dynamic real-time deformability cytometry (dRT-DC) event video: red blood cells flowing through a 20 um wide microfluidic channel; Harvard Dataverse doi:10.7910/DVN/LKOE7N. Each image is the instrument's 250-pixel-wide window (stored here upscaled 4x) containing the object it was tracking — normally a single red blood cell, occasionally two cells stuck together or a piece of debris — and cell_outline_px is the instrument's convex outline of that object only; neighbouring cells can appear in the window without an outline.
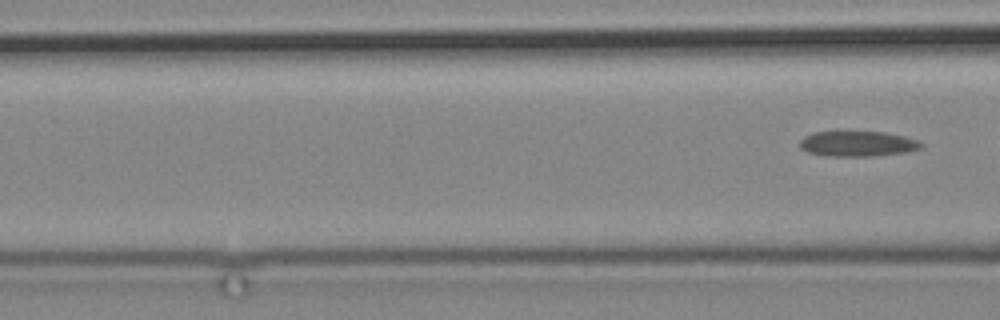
{"species": "common noctule bat (a hibernating species)", "species_latin": "Nyctalus noctula", "temperature_condition": "cold", "stored_images_in_passage": 6, "segment_of_instrument_passage": [2, 2], "camera_frame_rate_fps": 3000, "um_per_image_px": 0.085, "animal": {"sex": "male", "body_mass_g": 19.2, "forearm_length_mm": 51.8}, "frame": {"image": 1, "passage_image": 6, "time_ms": 6.667, "image_size_px": [1000, 320], "cell_outline_px": [[924, 144], [920, 148], [908, 152], [872, 156], [824, 156], [808, 152], [800, 148], [800, 140], [804, 136], [812, 132], [836, 128], [884, 132], [904, 136], [916, 140]], "centroid_in_image_um": [72.81, 12.16], "position_along_channel_um": 93.8, "area_um2": 18.96}}